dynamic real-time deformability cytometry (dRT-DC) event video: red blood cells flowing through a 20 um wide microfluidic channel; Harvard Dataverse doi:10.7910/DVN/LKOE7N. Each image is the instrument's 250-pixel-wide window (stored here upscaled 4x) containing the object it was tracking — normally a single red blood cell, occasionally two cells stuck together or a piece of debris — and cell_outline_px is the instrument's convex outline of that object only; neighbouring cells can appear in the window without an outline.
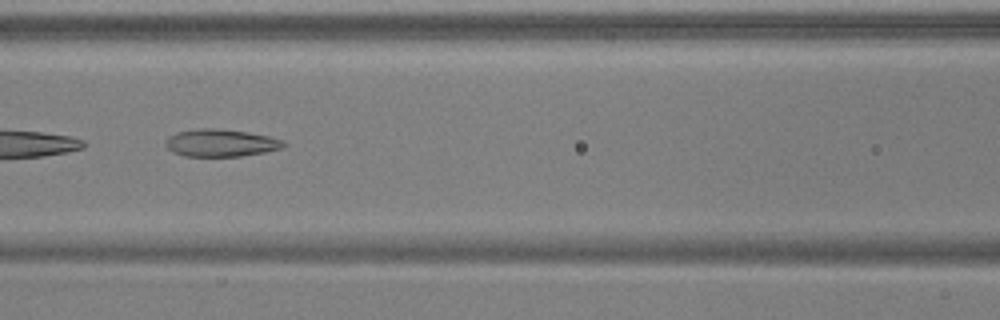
{"species": "common noctule bat (a hibernating species)", "species_latin": "Nyctalus noctula", "temperature_condition": "warm", "stored_images_in_passage": 7, "camera_frame_rate_fps": 3000, "um_per_image_px": 0.085, "animal": {"sex": "male", "body_mass_g": 17.9, "forearm_length_mm": 54.2}, "frame": {"image": 1, "passage_image": 6, "time_ms": 1.667, "image_size_px": [1000, 320], "cell_outline_px": [[288, 144], [284, 148], [264, 152], [240, 156], [184, 156], [172, 152], [164, 144], [164, 140], [168, 136], [176, 132], [200, 128], [212, 128], [244, 132], [268, 136], [284, 140]], "centroid_in_image_um": [18.75, 12.15], "position_along_channel_um": 147.9, "area_um2": 18.9}}
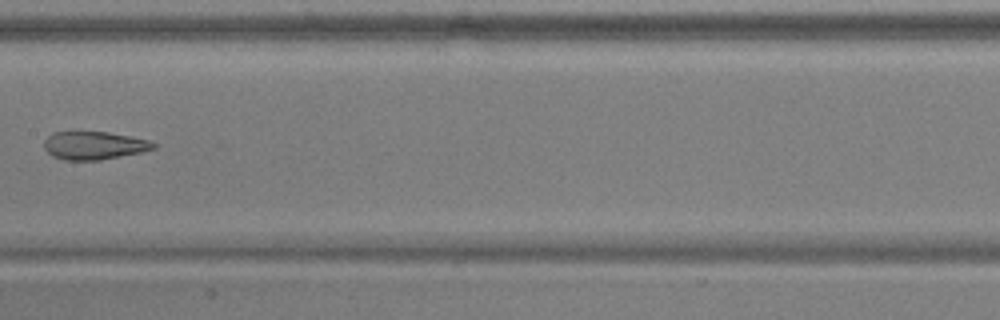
{"frame": {"image": 2, "passage_image": 7, "time_ms": 2.0, "image_size_px": [1000, 320], "cell_outline_px": [[156, 148], [140, 152], [100, 160], [64, 160], [52, 156], [44, 148], [44, 140], [52, 132], [108, 132], [148, 140], [156, 144]], "centroid_in_image_um": [7.96, 12.37], "position_along_channel_um": 199.4, "area_um2": 17.74}}